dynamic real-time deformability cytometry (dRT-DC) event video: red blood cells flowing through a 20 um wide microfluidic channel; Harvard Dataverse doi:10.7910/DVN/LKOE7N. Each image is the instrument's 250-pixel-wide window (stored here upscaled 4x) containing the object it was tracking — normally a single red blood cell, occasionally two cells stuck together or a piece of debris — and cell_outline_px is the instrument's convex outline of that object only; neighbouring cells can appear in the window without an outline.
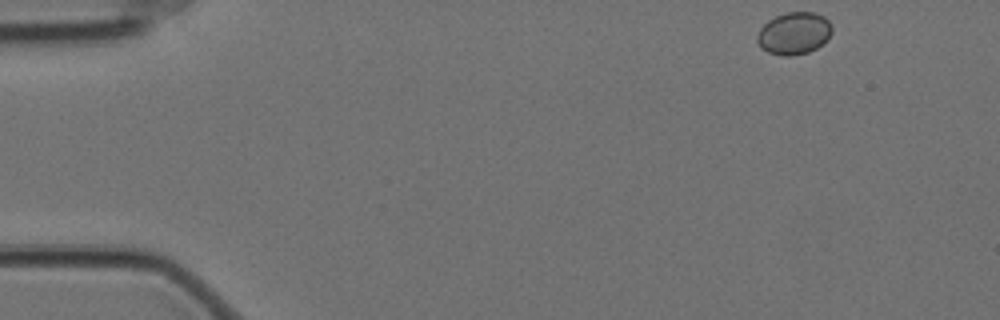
{"species": "Egyptian fruit bat (a non-hibernating species)", "species_latin": "Rousettus aegyptiacus", "temperature_condition": "cold", "stored_images_in_passage": 53, "camera_frame_rate_fps": 3000, "um_per_image_px": 0.085, "animal": {"sex": "female"}, "frame": {"image": 1, "passage_image": 1, "time_ms": 0.0, "image_size_px": [1000, 320], "cell_outline_px": [[832, 32], [828, 40], [816, 48], [808, 52], [792, 56], [784, 56], [768, 52], [760, 48], [756, 40], [756, 36], [760, 28], [768, 20], [784, 12], [816, 12], [824, 16], [832, 24]], "centroid_in_image_um": [67.5, 2.83], "position_along_channel_um": 17.5, "area_um2": 18.73}}
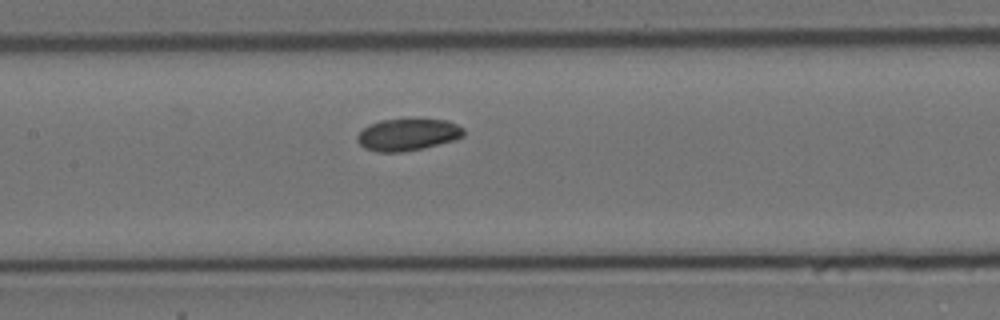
{"frame": {"image": 2, "passage_image": 23, "time_ms": 7.333, "image_size_px": [1000, 320], "cell_outline_px": [[464, 136], [456, 140], [424, 148], [404, 152], [376, 152], [364, 148], [356, 140], [356, 136], [368, 124], [380, 120], [448, 120], [464, 128]], "centroid_in_image_um": [34.65, 11.46], "position_along_channel_um": 172.7, "area_um2": 19.88}}
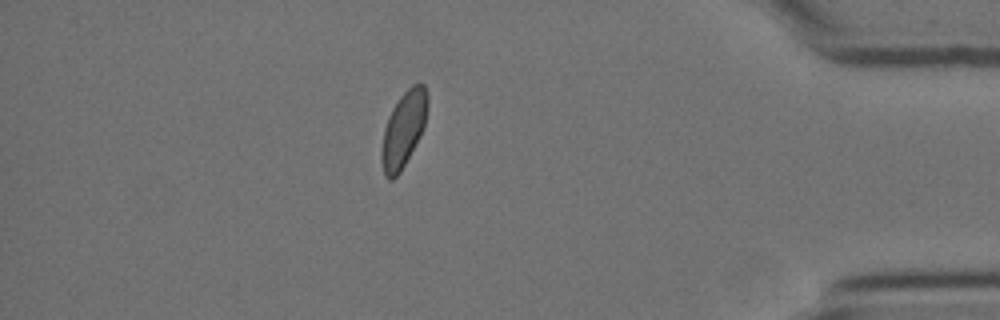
{"frame": {"image": 3, "passage_image": 46, "time_ms": 15.0, "image_size_px": [1000, 320], "cell_outline_px": [[428, 104], [424, 128], [420, 136], [400, 172], [392, 180], [388, 180], [384, 176], [380, 160], [380, 152], [384, 128], [388, 116], [392, 108], [400, 96], [412, 84], [424, 84], [428, 96]], "centroid_in_image_um": [34.28, 11.0], "position_along_channel_um": 400.9, "area_um2": 20.4}, "authors_computed_cell_mechanics": {"area_um2": 19.652, "velocity_mm_per_s": 3.4849, "shape_relaxation_time_tau1_ms": null, "shape_relaxation_time_tau2_ms": 2.2653, "deformation_change_tau1": null, "deformation_change_tau2": 0.0334}}